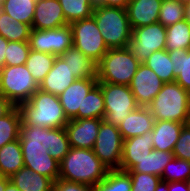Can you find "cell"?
<instances>
[{
    "instance_id": "obj_2",
    "label": "cell",
    "mask_w": 190,
    "mask_h": 191,
    "mask_svg": "<svg viewBox=\"0 0 190 191\" xmlns=\"http://www.w3.org/2000/svg\"><path fill=\"white\" fill-rule=\"evenodd\" d=\"M108 170L92 149L70 147L59 162L60 179L92 186L102 181Z\"/></svg>"
},
{
    "instance_id": "obj_38",
    "label": "cell",
    "mask_w": 190,
    "mask_h": 191,
    "mask_svg": "<svg viewBox=\"0 0 190 191\" xmlns=\"http://www.w3.org/2000/svg\"><path fill=\"white\" fill-rule=\"evenodd\" d=\"M190 177V161L173 157L163 170L161 180L186 181Z\"/></svg>"
},
{
    "instance_id": "obj_49",
    "label": "cell",
    "mask_w": 190,
    "mask_h": 191,
    "mask_svg": "<svg viewBox=\"0 0 190 191\" xmlns=\"http://www.w3.org/2000/svg\"><path fill=\"white\" fill-rule=\"evenodd\" d=\"M184 19L190 23V1L185 3Z\"/></svg>"
},
{
    "instance_id": "obj_40",
    "label": "cell",
    "mask_w": 190,
    "mask_h": 191,
    "mask_svg": "<svg viewBox=\"0 0 190 191\" xmlns=\"http://www.w3.org/2000/svg\"><path fill=\"white\" fill-rule=\"evenodd\" d=\"M132 181L131 191H155L161 177L140 172H128Z\"/></svg>"
},
{
    "instance_id": "obj_34",
    "label": "cell",
    "mask_w": 190,
    "mask_h": 191,
    "mask_svg": "<svg viewBox=\"0 0 190 191\" xmlns=\"http://www.w3.org/2000/svg\"><path fill=\"white\" fill-rule=\"evenodd\" d=\"M21 114L15 106L7 115L0 118V148L19 139Z\"/></svg>"
},
{
    "instance_id": "obj_48",
    "label": "cell",
    "mask_w": 190,
    "mask_h": 191,
    "mask_svg": "<svg viewBox=\"0 0 190 191\" xmlns=\"http://www.w3.org/2000/svg\"><path fill=\"white\" fill-rule=\"evenodd\" d=\"M10 182V179L0 175V191H5L6 185Z\"/></svg>"
},
{
    "instance_id": "obj_10",
    "label": "cell",
    "mask_w": 190,
    "mask_h": 191,
    "mask_svg": "<svg viewBox=\"0 0 190 191\" xmlns=\"http://www.w3.org/2000/svg\"><path fill=\"white\" fill-rule=\"evenodd\" d=\"M92 150L109 170L120 169L123 138L118 126L102 120Z\"/></svg>"
},
{
    "instance_id": "obj_37",
    "label": "cell",
    "mask_w": 190,
    "mask_h": 191,
    "mask_svg": "<svg viewBox=\"0 0 190 191\" xmlns=\"http://www.w3.org/2000/svg\"><path fill=\"white\" fill-rule=\"evenodd\" d=\"M185 3L180 0H163L158 22L164 27L173 25L184 19Z\"/></svg>"
},
{
    "instance_id": "obj_53",
    "label": "cell",
    "mask_w": 190,
    "mask_h": 191,
    "mask_svg": "<svg viewBox=\"0 0 190 191\" xmlns=\"http://www.w3.org/2000/svg\"><path fill=\"white\" fill-rule=\"evenodd\" d=\"M180 1L186 3V2H188V1H190V0H180Z\"/></svg>"
},
{
    "instance_id": "obj_43",
    "label": "cell",
    "mask_w": 190,
    "mask_h": 191,
    "mask_svg": "<svg viewBox=\"0 0 190 191\" xmlns=\"http://www.w3.org/2000/svg\"><path fill=\"white\" fill-rule=\"evenodd\" d=\"M94 6H108L126 9L130 0H90Z\"/></svg>"
},
{
    "instance_id": "obj_14",
    "label": "cell",
    "mask_w": 190,
    "mask_h": 191,
    "mask_svg": "<svg viewBox=\"0 0 190 191\" xmlns=\"http://www.w3.org/2000/svg\"><path fill=\"white\" fill-rule=\"evenodd\" d=\"M102 120L99 118L69 120L64 128L70 147L93 149Z\"/></svg>"
},
{
    "instance_id": "obj_3",
    "label": "cell",
    "mask_w": 190,
    "mask_h": 191,
    "mask_svg": "<svg viewBox=\"0 0 190 191\" xmlns=\"http://www.w3.org/2000/svg\"><path fill=\"white\" fill-rule=\"evenodd\" d=\"M21 124L43 128H62L69 122L59 96L38 89L27 102L18 106Z\"/></svg>"
},
{
    "instance_id": "obj_52",
    "label": "cell",
    "mask_w": 190,
    "mask_h": 191,
    "mask_svg": "<svg viewBox=\"0 0 190 191\" xmlns=\"http://www.w3.org/2000/svg\"><path fill=\"white\" fill-rule=\"evenodd\" d=\"M3 12H4L3 5L0 4V16H1V14H2Z\"/></svg>"
},
{
    "instance_id": "obj_44",
    "label": "cell",
    "mask_w": 190,
    "mask_h": 191,
    "mask_svg": "<svg viewBox=\"0 0 190 191\" xmlns=\"http://www.w3.org/2000/svg\"><path fill=\"white\" fill-rule=\"evenodd\" d=\"M15 106L0 93V118L7 115Z\"/></svg>"
},
{
    "instance_id": "obj_50",
    "label": "cell",
    "mask_w": 190,
    "mask_h": 191,
    "mask_svg": "<svg viewBox=\"0 0 190 191\" xmlns=\"http://www.w3.org/2000/svg\"><path fill=\"white\" fill-rule=\"evenodd\" d=\"M5 191H20L11 181L6 185Z\"/></svg>"
},
{
    "instance_id": "obj_27",
    "label": "cell",
    "mask_w": 190,
    "mask_h": 191,
    "mask_svg": "<svg viewBox=\"0 0 190 191\" xmlns=\"http://www.w3.org/2000/svg\"><path fill=\"white\" fill-rule=\"evenodd\" d=\"M190 49V23L183 19L166 27L165 50Z\"/></svg>"
},
{
    "instance_id": "obj_36",
    "label": "cell",
    "mask_w": 190,
    "mask_h": 191,
    "mask_svg": "<svg viewBox=\"0 0 190 191\" xmlns=\"http://www.w3.org/2000/svg\"><path fill=\"white\" fill-rule=\"evenodd\" d=\"M95 191H131L130 174L119 169L108 170L106 177L94 186Z\"/></svg>"
},
{
    "instance_id": "obj_24",
    "label": "cell",
    "mask_w": 190,
    "mask_h": 191,
    "mask_svg": "<svg viewBox=\"0 0 190 191\" xmlns=\"http://www.w3.org/2000/svg\"><path fill=\"white\" fill-rule=\"evenodd\" d=\"M24 167L22 147L19 139L0 148V175L10 178Z\"/></svg>"
},
{
    "instance_id": "obj_17",
    "label": "cell",
    "mask_w": 190,
    "mask_h": 191,
    "mask_svg": "<svg viewBox=\"0 0 190 191\" xmlns=\"http://www.w3.org/2000/svg\"><path fill=\"white\" fill-rule=\"evenodd\" d=\"M153 150L151 132L123 140V154L120 164L122 171L131 170L138 161L144 159Z\"/></svg>"
},
{
    "instance_id": "obj_18",
    "label": "cell",
    "mask_w": 190,
    "mask_h": 191,
    "mask_svg": "<svg viewBox=\"0 0 190 191\" xmlns=\"http://www.w3.org/2000/svg\"><path fill=\"white\" fill-rule=\"evenodd\" d=\"M163 0H130L126 11L131 29L158 22Z\"/></svg>"
},
{
    "instance_id": "obj_30",
    "label": "cell",
    "mask_w": 190,
    "mask_h": 191,
    "mask_svg": "<svg viewBox=\"0 0 190 191\" xmlns=\"http://www.w3.org/2000/svg\"><path fill=\"white\" fill-rule=\"evenodd\" d=\"M31 26L10 17L3 12L0 16V36L8 41L25 42L29 41Z\"/></svg>"
},
{
    "instance_id": "obj_39",
    "label": "cell",
    "mask_w": 190,
    "mask_h": 191,
    "mask_svg": "<svg viewBox=\"0 0 190 191\" xmlns=\"http://www.w3.org/2000/svg\"><path fill=\"white\" fill-rule=\"evenodd\" d=\"M30 50L29 41H9L5 53V66L26 64Z\"/></svg>"
},
{
    "instance_id": "obj_8",
    "label": "cell",
    "mask_w": 190,
    "mask_h": 191,
    "mask_svg": "<svg viewBox=\"0 0 190 191\" xmlns=\"http://www.w3.org/2000/svg\"><path fill=\"white\" fill-rule=\"evenodd\" d=\"M104 95L105 120L118 126L129 113L139 107L127 85L98 82Z\"/></svg>"
},
{
    "instance_id": "obj_1",
    "label": "cell",
    "mask_w": 190,
    "mask_h": 191,
    "mask_svg": "<svg viewBox=\"0 0 190 191\" xmlns=\"http://www.w3.org/2000/svg\"><path fill=\"white\" fill-rule=\"evenodd\" d=\"M19 141L22 147L24 166L55 182L59 178V162L42 145L44 144V128L21 124Z\"/></svg>"
},
{
    "instance_id": "obj_41",
    "label": "cell",
    "mask_w": 190,
    "mask_h": 191,
    "mask_svg": "<svg viewBox=\"0 0 190 191\" xmlns=\"http://www.w3.org/2000/svg\"><path fill=\"white\" fill-rule=\"evenodd\" d=\"M173 155L175 158L190 161V123L183 126L175 144Z\"/></svg>"
},
{
    "instance_id": "obj_47",
    "label": "cell",
    "mask_w": 190,
    "mask_h": 191,
    "mask_svg": "<svg viewBox=\"0 0 190 191\" xmlns=\"http://www.w3.org/2000/svg\"><path fill=\"white\" fill-rule=\"evenodd\" d=\"M155 191H169V182L160 180Z\"/></svg>"
},
{
    "instance_id": "obj_33",
    "label": "cell",
    "mask_w": 190,
    "mask_h": 191,
    "mask_svg": "<svg viewBox=\"0 0 190 191\" xmlns=\"http://www.w3.org/2000/svg\"><path fill=\"white\" fill-rule=\"evenodd\" d=\"M37 0H4V12L10 17L32 26L34 10Z\"/></svg>"
},
{
    "instance_id": "obj_5",
    "label": "cell",
    "mask_w": 190,
    "mask_h": 191,
    "mask_svg": "<svg viewBox=\"0 0 190 191\" xmlns=\"http://www.w3.org/2000/svg\"><path fill=\"white\" fill-rule=\"evenodd\" d=\"M92 16L108 49L128 47L132 29L126 9L98 5Z\"/></svg>"
},
{
    "instance_id": "obj_16",
    "label": "cell",
    "mask_w": 190,
    "mask_h": 191,
    "mask_svg": "<svg viewBox=\"0 0 190 191\" xmlns=\"http://www.w3.org/2000/svg\"><path fill=\"white\" fill-rule=\"evenodd\" d=\"M31 29L48 30L67 25L59 0H37Z\"/></svg>"
},
{
    "instance_id": "obj_28",
    "label": "cell",
    "mask_w": 190,
    "mask_h": 191,
    "mask_svg": "<svg viewBox=\"0 0 190 191\" xmlns=\"http://www.w3.org/2000/svg\"><path fill=\"white\" fill-rule=\"evenodd\" d=\"M168 54L174 64L175 82L190 92V49H176Z\"/></svg>"
},
{
    "instance_id": "obj_15",
    "label": "cell",
    "mask_w": 190,
    "mask_h": 191,
    "mask_svg": "<svg viewBox=\"0 0 190 191\" xmlns=\"http://www.w3.org/2000/svg\"><path fill=\"white\" fill-rule=\"evenodd\" d=\"M98 83L97 79H76L60 95V103L68 120L78 119V112H83V102L88 92Z\"/></svg>"
},
{
    "instance_id": "obj_31",
    "label": "cell",
    "mask_w": 190,
    "mask_h": 191,
    "mask_svg": "<svg viewBox=\"0 0 190 191\" xmlns=\"http://www.w3.org/2000/svg\"><path fill=\"white\" fill-rule=\"evenodd\" d=\"M147 67L151 68L158 77L167 82H175L174 67L167 50L153 52L147 60L143 62Z\"/></svg>"
},
{
    "instance_id": "obj_21",
    "label": "cell",
    "mask_w": 190,
    "mask_h": 191,
    "mask_svg": "<svg viewBox=\"0 0 190 191\" xmlns=\"http://www.w3.org/2000/svg\"><path fill=\"white\" fill-rule=\"evenodd\" d=\"M185 123L155 120L151 131L153 149L158 151L173 152Z\"/></svg>"
},
{
    "instance_id": "obj_13",
    "label": "cell",
    "mask_w": 190,
    "mask_h": 191,
    "mask_svg": "<svg viewBox=\"0 0 190 191\" xmlns=\"http://www.w3.org/2000/svg\"><path fill=\"white\" fill-rule=\"evenodd\" d=\"M164 83L151 68L141 63L129 87L137 105L147 107L160 92Z\"/></svg>"
},
{
    "instance_id": "obj_26",
    "label": "cell",
    "mask_w": 190,
    "mask_h": 191,
    "mask_svg": "<svg viewBox=\"0 0 190 191\" xmlns=\"http://www.w3.org/2000/svg\"><path fill=\"white\" fill-rule=\"evenodd\" d=\"M174 157L173 152L153 149L144 159L127 172H140L161 177L164 168Z\"/></svg>"
},
{
    "instance_id": "obj_20",
    "label": "cell",
    "mask_w": 190,
    "mask_h": 191,
    "mask_svg": "<svg viewBox=\"0 0 190 191\" xmlns=\"http://www.w3.org/2000/svg\"><path fill=\"white\" fill-rule=\"evenodd\" d=\"M154 117L147 107H137L118 125L123 140L151 132Z\"/></svg>"
},
{
    "instance_id": "obj_9",
    "label": "cell",
    "mask_w": 190,
    "mask_h": 191,
    "mask_svg": "<svg viewBox=\"0 0 190 191\" xmlns=\"http://www.w3.org/2000/svg\"><path fill=\"white\" fill-rule=\"evenodd\" d=\"M73 46L98 63L109 50L93 16L70 24Z\"/></svg>"
},
{
    "instance_id": "obj_22",
    "label": "cell",
    "mask_w": 190,
    "mask_h": 191,
    "mask_svg": "<svg viewBox=\"0 0 190 191\" xmlns=\"http://www.w3.org/2000/svg\"><path fill=\"white\" fill-rule=\"evenodd\" d=\"M60 57L67 63L76 79H97V63L74 46L67 49Z\"/></svg>"
},
{
    "instance_id": "obj_32",
    "label": "cell",
    "mask_w": 190,
    "mask_h": 191,
    "mask_svg": "<svg viewBox=\"0 0 190 191\" xmlns=\"http://www.w3.org/2000/svg\"><path fill=\"white\" fill-rule=\"evenodd\" d=\"M105 117L104 95L101 86L97 83L85 96L83 112H78V119Z\"/></svg>"
},
{
    "instance_id": "obj_45",
    "label": "cell",
    "mask_w": 190,
    "mask_h": 191,
    "mask_svg": "<svg viewBox=\"0 0 190 191\" xmlns=\"http://www.w3.org/2000/svg\"><path fill=\"white\" fill-rule=\"evenodd\" d=\"M8 42L3 36H0V71L5 66V53Z\"/></svg>"
},
{
    "instance_id": "obj_29",
    "label": "cell",
    "mask_w": 190,
    "mask_h": 191,
    "mask_svg": "<svg viewBox=\"0 0 190 191\" xmlns=\"http://www.w3.org/2000/svg\"><path fill=\"white\" fill-rule=\"evenodd\" d=\"M56 55L30 50L26 60V67L38 85L52 69Z\"/></svg>"
},
{
    "instance_id": "obj_4",
    "label": "cell",
    "mask_w": 190,
    "mask_h": 191,
    "mask_svg": "<svg viewBox=\"0 0 190 191\" xmlns=\"http://www.w3.org/2000/svg\"><path fill=\"white\" fill-rule=\"evenodd\" d=\"M147 108L154 120L190 123V95L177 82L164 83Z\"/></svg>"
},
{
    "instance_id": "obj_7",
    "label": "cell",
    "mask_w": 190,
    "mask_h": 191,
    "mask_svg": "<svg viewBox=\"0 0 190 191\" xmlns=\"http://www.w3.org/2000/svg\"><path fill=\"white\" fill-rule=\"evenodd\" d=\"M38 89L25 64L4 66L0 71V93L14 106L27 102Z\"/></svg>"
},
{
    "instance_id": "obj_42",
    "label": "cell",
    "mask_w": 190,
    "mask_h": 191,
    "mask_svg": "<svg viewBox=\"0 0 190 191\" xmlns=\"http://www.w3.org/2000/svg\"><path fill=\"white\" fill-rule=\"evenodd\" d=\"M53 191H95L94 186L71 182L58 178L53 184Z\"/></svg>"
},
{
    "instance_id": "obj_51",
    "label": "cell",
    "mask_w": 190,
    "mask_h": 191,
    "mask_svg": "<svg viewBox=\"0 0 190 191\" xmlns=\"http://www.w3.org/2000/svg\"><path fill=\"white\" fill-rule=\"evenodd\" d=\"M188 191H190V177L186 180Z\"/></svg>"
},
{
    "instance_id": "obj_6",
    "label": "cell",
    "mask_w": 190,
    "mask_h": 191,
    "mask_svg": "<svg viewBox=\"0 0 190 191\" xmlns=\"http://www.w3.org/2000/svg\"><path fill=\"white\" fill-rule=\"evenodd\" d=\"M140 64L128 47L109 49L97 63V80L129 86Z\"/></svg>"
},
{
    "instance_id": "obj_19",
    "label": "cell",
    "mask_w": 190,
    "mask_h": 191,
    "mask_svg": "<svg viewBox=\"0 0 190 191\" xmlns=\"http://www.w3.org/2000/svg\"><path fill=\"white\" fill-rule=\"evenodd\" d=\"M75 80L67 63L60 56H56L52 69L40 83L39 89L59 96Z\"/></svg>"
},
{
    "instance_id": "obj_23",
    "label": "cell",
    "mask_w": 190,
    "mask_h": 191,
    "mask_svg": "<svg viewBox=\"0 0 190 191\" xmlns=\"http://www.w3.org/2000/svg\"><path fill=\"white\" fill-rule=\"evenodd\" d=\"M9 179L20 191H53L52 179L33 172L25 166Z\"/></svg>"
},
{
    "instance_id": "obj_46",
    "label": "cell",
    "mask_w": 190,
    "mask_h": 191,
    "mask_svg": "<svg viewBox=\"0 0 190 191\" xmlns=\"http://www.w3.org/2000/svg\"><path fill=\"white\" fill-rule=\"evenodd\" d=\"M169 191H188L186 181L169 182Z\"/></svg>"
},
{
    "instance_id": "obj_35",
    "label": "cell",
    "mask_w": 190,
    "mask_h": 191,
    "mask_svg": "<svg viewBox=\"0 0 190 191\" xmlns=\"http://www.w3.org/2000/svg\"><path fill=\"white\" fill-rule=\"evenodd\" d=\"M59 3L69 25L91 17L95 7L90 0H59Z\"/></svg>"
},
{
    "instance_id": "obj_25",
    "label": "cell",
    "mask_w": 190,
    "mask_h": 191,
    "mask_svg": "<svg viewBox=\"0 0 190 191\" xmlns=\"http://www.w3.org/2000/svg\"><path fill=\"white\" fill-rule=\"evenodd\" d=\"M42 145L54 159L60 162L70 149L65 128H44V144Z\"/></svg>"
},
{
    "instance_id": "obj_11",
    "label": "cell",
    "mask_w": 190,
    "mask_h": 191,
    "mask_svg": "<svg viewBox=\"0 0 190 191\" xmlns=\"http://www.w3.org/2000/svg\"><path fill=\"white\" fill-rule=\"evenodd\" d=\"M166 27L156 22L144 27L132 29L128 48L132 54L143 63L155 52L165 49Z\"/></svg>"
},
{
    "instance_id": "obj_12",
    "label": "cell",
    "mask_w": 190,
    "mask_h": 191,
    "mask_svg": "<svg viewBox=\"0 0 190 191\" xmlns=\"http://www.w3.org/2000/svg\"><path fill=\"white\" fill-rule=\"evenodd\" d=\"M30 49L60 56L73 46L72 29L69 24L48 30L31 29Z\"/></svg>"
}]
</instances>
